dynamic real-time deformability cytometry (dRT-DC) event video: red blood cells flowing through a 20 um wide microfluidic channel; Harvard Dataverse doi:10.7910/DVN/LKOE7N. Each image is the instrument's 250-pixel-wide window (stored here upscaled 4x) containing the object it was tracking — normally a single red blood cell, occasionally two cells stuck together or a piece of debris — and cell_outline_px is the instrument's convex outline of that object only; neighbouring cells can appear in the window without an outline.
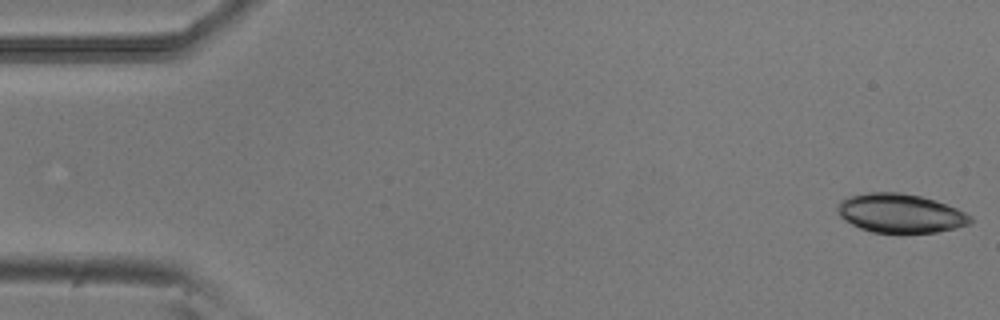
{"species": "common noctule bat (a hibernating species)", "species_latin": "Nyctalus noctula", "temperature_condition": "room temperature", "stored_images_in_passage": 51, "camera_frame_rate_fps": 3000, "um_per_image_px": 0.085, "animal": {"sex": "male", "body_mass_g": 20.5, "forearm_length_mm": 52.5}, "frame": {"image": 1, "passage_image": 1, "time_ms": 0.0, "image_size_px": [1000, 320], "cell_outline_px": [[972, 220], [968, 224], [956, 228], [936, 232], [904, 236], [896, 236], [872, 232], [860, 228], [844, 220], [840, 216], [836, 208], [836, 204], [840, 200], [848, 196], [868, 192], [900, 192], [920, 196], [936, 200], [956, 208], [972, 216]], "centroid_in_image_um": [76.5, 18.17], "position_along_channel_um": 8.5, "area_um2": 31.21}}
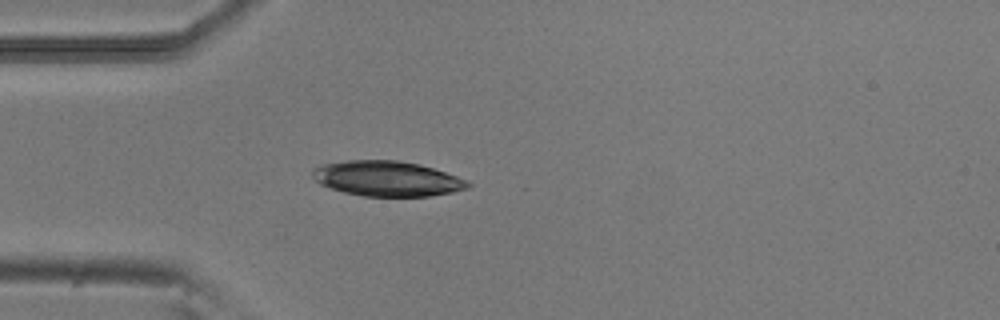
{"frame": {"image": 2, "passage_image": 14, "time_ms": 4.333, "image_size_px": [1000, 320], "cell_outline_px": [[472, 184], [468, 188], [452, 192], [428, 196], [364, 196], [344, 192], [320, 184], [312, 176], [312, 168], [320, 164], [348, 160], [400, 160], [420, 164], [468, 180]], "centroid_in_image_um": [32.89, 15.17], "position_along_channel_um": 52.1, "area_um2": 31.85}}